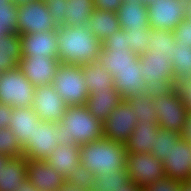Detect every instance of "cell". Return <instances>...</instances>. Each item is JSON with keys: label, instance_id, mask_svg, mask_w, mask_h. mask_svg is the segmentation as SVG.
Returning <instances> with one entry per match:
<instances>
[{"label": "cell", "instance_id": "obj_1", "mask_svg": "<svg viewBox=\"0 0 191 191\" xmlns=\"http://www.w3.org/2000/svg\"><path fill=\"white\" fill-rule=\"evenodd\" d=\"M58 59L62 64L83 65L97 61L101 42L87 27H58Z\"/></svg>", "mask_w": 191, "mask_h": 191}, {"label": "cell", "instance_id": "obj_2", "mask_svg": "<svg viewBox=\"0 0 191 191\" xmlns=\"http://www.w3.org/2000/svg\"><path fill=\"white\" fill-rule=\"evenodd\" d=\"M61 145H84L103 137V123L85 105L67 106L56 128Z\"/></svg>", "mask_w": 191, "mask_h": 191}, {"label": "cell", "instance_id": "obj_3", "mask_svg": "<svg viewBox=\"0 0 191 191\" xmlns=\"http://www.w3.org/2000/svg\"><path fill=\"white\" fill-rule=\"evenodd\" d=\"M127 150L124 143L101 137L80 146V162L95 175L126 168Z\"/></svg>", "mask_w": 191, "mask_h": 191}, {"label": "cell", "instance_id": "obj_4", "mask_svg": "<svg viewBox=\"0 0 191 191\" xmlns=\"http://www.w3.org/2000/svg\"><path fill=\"white\" fill-rule=\"evenodd\" d=\"M154 108L156 109L161 129L174 130L181 133L188 109L175 87L153 91Z\"/></svg>", "mask_w": 191, "mask_h": 191}, {"label": "cell", "instance_id": "obj_5", "mask_svg": "<svg viewBox=\"0 0 191 191\" xmlns=\"http://www.w3.org/2000/svg\"><path fill=\"white\" fill-rule=\"evenodd\" d=\"M52 85L67 106L86 105L89 91L81 65L61 63L53 78Z\"/></svg>", "mask_w": 191, "mask_h": 191}, {"label": "cell", "instance_id": "obj_6", "mask_svg": "<svg viewBox=\"0 0 191 191\" xmlns=\"http://www.w3.org/2000/svg\"><path fill=\"white\" fill-rule=\"evenodd\" d=\"M35 87L18 66L1 72L0 103L13 108L32 107Z\"/></svg>", "mask_w": 191, "mask_h": 191}, {"label": "cell", "instance_id": "obj_7", "mask_svg": "<svg viewBox=\"0 0 191 191\" xmlns=\"http://www.w3.org/2000/svg\"><path fill=\"white\" fill-rule=\"evenodd\" d=\"M17 33L29 34L37 32L57 31L46 1L33 0L17 5Z\"/></svg>", "mask_w": 191, "mask_h": 191}, {"label": "cell", "instance_id": "obj_8", "mask_svg": "<svg viewBox=\"0 0 191 191\" xmlns=\"http://www.w3.org/2000/svg\"><path fill=\"white\" fill-rule=\"evenodd\" d=\"M126 167L129 180L144 189L166 177L163 162L150 153H128Z\"/></svg>", "mask_w": 191, "mask_h": 191}, {"label": "cell", "instance_id": "obj_9", "mask_svg": "<svg viewBox=\"0 0 191 191\" xmlns=\"http://www.w3.org/2000/svg\"><path fill=\"white\" fill-rule=\"evenodd\" d=\"M142 78L151 91L175 87L173 65L168 57L147 51L139 56Z\"/></svg>", "mask_w": 191, "mask_h": 191}, {"label": "cell", "instance_id": "obj_10", "mask_svg": "<svg viewBox=\"0 0 191 191\" xmlns=\"http://www.w3.org/2000/svg\"><path fill=\"white\" fill-rule=\"evenodd\" d=\"M147 11L150 28L174 31L186 19V0H154Z\"/></svg>", "mask_w": 191, "mask_h": 191}, {"label": "cell", "instance_id": "obj_11", "mask_svg": "<svg viewBox=\"0 0 191 191\" xmlns=\"http://www.w3.org/2000/svg\"><path fill=\"white\" fill-rule=\"evenodd\" d=\"M138 121L134 108L123 100L103 122V137L126 143Z\"/></svg>", "mask_w": 191, "mask_h": 191}, {"label": "cell", "instance_id": "obj_12", "mask_svg": "<svg viewBox=\"0 0 191 191\" xmlns=\"http://www.w3.org/2000/svg\"><path fill=\"white\" fill-rule=\"evenodd\" d=\"M58 123L39 120L33 137L22 147V156L27 160H46L60 144L56 136Z\"/></svg>", "mask_w": 191, "mask_h": 191}, {"label": "cell", "instance_id": "obj_13", "mask_svg": "<svg viewBox=\"0 0 191 191\" xmlns=\"http://www.w3.org/2000/svg\"><path fill=\"white\" fill-rule=\"evenodd\" d=\"M32 108L39 119L59 123L67 105L52 84H45L35 87Z\"/></svg>", "mask_w": 191, "mask_h": 191}, {"label": "cell", "instance_id": "obj_14", "mask_svg": "<svg viewBox=\"0 0 191 191\" xmlns=\"http://www.w3.org/2000/svg\"><path fill=\"white\" fill-rule=\"evenodd\" d=\"M60 64L58 58L25 56L19 61L18 68L33 85L41 86L53 83Z\"/></svg>", "mask_w": 191, "mask_h": 191}, {"label": "cell", "instance_id": "obj_15", "mask_svg": "<svg viewBox=\"0 0 191 191\" xmlns=\"http://www.w3.org/2000/svg\"><path fill=\"white\" fill-rule=\"evenodd\" d=\"M166 177L181 182L191 179V144L182 138L173 143L163 162Z\"/></svg>", "mask_w": 191, "mask_h": 191}, {"label": "cell", "instance_id": "obj_16", "mask_svg": "<svg viewBox=\"0 0 191 191\" xmlns=\"http://www.w3.org/2000/svg\"><path fill=\"white\" fill-rule=\"evenodd\" d=\"M22 58L46 56L58 58L57 31L20 34Z\"/></svg>", "mask_w": 191, "mask_h": 191}, {"label": "cell", "instance_id": "obj_17", "mask_svg": "<svg viewBox=\"0 0 191 191\" xmlns=\"http://www.w3.org/2000/svg\"><path fill=\"white\" fill-rule=\"evenodd\" d=\"M27 178L39 191H58L65 184V178L42 159L28 160Z\"/></svg>", "mask_w": 191, "mask_h": 191}, {"label": "cell", "instance_id": "obj_18", "mask_svg": "<svg viewBox=\"0 0 191 191\" xmlns=\"http://www.w3.org/2000/svg\"><path fill=\"white\" fill-rule=\"evenodd\" d=\"M98 62L113 76L126 68H136L140 64L139 56L129 48L102 47Z\"/></svg>", "mask_w": 191, "mask_h": 191}, {"label": "cell", "instance_id": "obj_19", "mask_svg": "<svg viewBox=\"0 0 191 191\" xmlns=\"http://www.w3.org/2000/svg\"><path fill=\"white\" fill-rule=\"evenodd\" d=\"M123 100L115 87H108L106 90L90 93L85 106L96 119L103 123Z\"/></svg>", "mask_w": 191, "mask_h": 191}, {"label": "cell", "instance_id": "obj_20", "mask_svg": "<svg viewBox=\"0 0 191 191\" xmlns=\"http://www.w3.org/2000/svg\"><path fill=\"white\" fill-rule=\"evenodd\" d=\"M157 121H137L130 138L125 143L128 153H150L153 151L155 137L159 129Z\"/></svg>", "mask_w": 191, "mask_h": 191}, {"label": "cell", "instance_id": "obj_21", "mask_svg": "<svg viewBox=\"0 0 191 191\" xmlns=\"http://www.w3.org/2000/svg\"><path fill=\"white\" fill-rule=\"evenodd\" d=\"M39 116L32 107L14 108L9 122V128L23 147L31 137L36 127H39Z\"/></svg>", "mask_w": 191, "mask_h": 191}, {"label": "cell", "instance_id": "obj_22", "mask_svg": "<svg viewBox=\"0 0 191 191\" xmlns=\"http://www.w3.org/2000/svg\"><path fill=\"white\" fill-rule=\"evenodd\" d=\"M114 87L125 100L136 95L149 93L151 90L147 87L142 78L140 64L136 68H126L113 75Z\"/></svg>", "mask_w": 191, "mask_h": 191}, {"label": "cell", "instance_id": "obj_23", "mask_svg": "<svg viewBox=\"0 0 191 191\" xmlns=\"http://www.w3.org/2000/svg\"><path fill=\"white\" fill-rule=\"evenodd\" d=\"M116 13L120 29L124 31L150 28L147 5L145 3L123 1Z\"/></svg>", "mask_w": 191, "mask_h": 191}, {"label": "cell", "instance_id": "obj_24", "mask_svg": "<svg viewBox=\"0 0 191 191\" xmlns=\"http://www.w3.org/2000/svg\"><path fill=\"white\" fill-rule=\"evenodd\" d=\"M50 166H53L64 178L72 173L80 164V145H61L52 152L46 159Z\"/></svg>", "mask_w": 191, "mask_h": 191}, {"label": "cell", "instance_id": "obj_25", "mask_svg": "<svg viewBox=\"0 0 191 191\" xmlns=\"http://www.w3.org/2000/svg\"><path fill=\"white\" fill-rule=\"evenodd\" d=\"M86 27L102 43L108 36L120 29V24L116 12L95 9Z\"/></svg>", "mask_w": 191, "mask_h": 191}, {"label": "cell", "instance_id": "obj_26", "mask_svg": "<svg viewBox=\"0 0 191 191\" xmlns=\"http://www.w3.org/2000/svg\"><path fill=\"white\" fill-rule=\"evenodd\" d=\"M27 158H12L0 174V191H17L18 186L27 177Z\"/></svg>", "mask_w": 191, "mask_h": 191}, {"label": "cell", "instance_id": "obj_27", "mask_svg": "<svg viewBox=\"0 0 191 191\" xmlns=\"http://www.w3.org/2000/svg\"><path fill=\"white\" fill-rule=\"evenodd\" d=\"M22 58L21 41L18 33H11L0 38V73L19 65Z\"/></svg>", "mask_w": 191, "mask_h": 191}, {"label": "cell", "instance_id": "obj_28", "mask_svg": "<svg viewBox=\"0 0 191 191\" xmlns=\"http://www.w3.org/2000/svg\"><path fill=\"white\" fill-rule=\"evenodd\" d=\"M81 67L89 94L114 87L113 76L101 66L98 60L83 64Z\"/></svg>", "mask_w": 191, "mask_h": 191}, {"label": "cell", "instance_id": "obj_29", "mask_svg": "<svg viewBox=\"0 0 191 191\" xmlns=\"http://www.w3.org/2000/svg\"><path fill=\"white\" fill-rule=\"evenodd\" d=\"M66 19L62 27H86L95 7L93 0H65Z\"/></svg>", "mask_w": 191, "mask_h": 191}, {"label": "cell", "instance_id": "obj_30", "mask_svg": "<svg viewBox=\"0 0 191 191\" xmlns=\"http://www.w3.org/2000/svg\"><path fill=\"white\" fill-rule=\"evenodd\" d=\"M150 40L147 45V51L153 56L168 57L173 61V47H175V38L173 31L166 29H150Z\"/></svg>", "mask_w": 191, "mask_h": 191}, {"label": "cell", "instance_id": "obj_31", "mask_svg": "<svg viewBox=\"0 0 191 191\" xmlns=\"http://www.w3.org/2000/svg\"><path fill=\"white\" fill-rule=\"evenodd\" d=\"M172 57L174 80L191 79V46L181 43L175 44Z\"/></svg>", "mask_w": 191, "mask_h": 191}, {"label": "cell", "instance_id": "obj_32", "mask_svg": "<svg viewBox=\"0 0 191 191\" xmlns=\"http://www.w3.org/2000/svg\"><path fill=\"white\" fill-rule=\"evenodd\" d=\"M125 101L134 108L138 121H158L154 106L153 91L149 93L132 95Z\"/></svg>", "mask_w": 191, "mask_h": 191}, {"label": "cell", "instance_id": "obj_33", "mask_svg": "<svg viewBox=\"0 0 191 191\" xmlns=\"http://www.w3.org/2000/svg\"><path fill=\"white\" fill-rule=\"evenodd\" d=\"M129 181L127 167L122 170H112L108 174L95 176L90 191H114Z\"/></svg>", "mask_w": 191, "mask_h": 191}, {"label": "cell", "instance_id": "obj_34", "mask_svg": "<svg viewBox=\"0 0 191 191\" xmlns=\"http://www.w3.org/2000/svg\"><path fill=\"white\" fill-rule=\"evenodd\" d=\"M180 139L181 135L177 131L159 128L151 153L161 162H164L170 154L172 144L177 143Z\"/></svg>", "mask_w": 191, "mask_h": 191}, {"label": "cell", "instance_id": "obj_35", "mask_svg": "<svg viewBox=\"0 0 191 191\" xmlns=\"http://www.w3.org/2000/svg\"><path fill=\"white\" fill-rule=\"evenodd\" d=\"M151 28L146 29H132L126 31V37L128 41V48L134 54L140 56L147 52V45L150 43Z\"/></svg>", "mask_w": 191, "mask_h": 191}, {"label": "cell", "instance_id": "obj_36", "mask_svg": "<svg viewBox=\"0 0 191 191\" xmlns=\"http://www.w3.org/2000/svg\"><path fill=\"white\" fill-rule=\"evenodd\" d=\"M0 153L12 158L22 156V146L10 128H0Z\"/></svg>", "mask_w": 191, "mask_h": 191}, {"label": "cell", "instance_id": "obj_37", "mask_svg": "<svg viewBox=\"0 0 191 191\" xmlns=\"http://www.w3.org/2000/svg\"><path fill=\"white\" fill-rule=\"evenodd\" d=\"M95 176L96 175L90 169L80 164L76 169L72 170L71 174L65 177V183L80 186L90 191Z\"/></svg>", "mask_w": 191, "mask_h": 191}, {"label": "cell", "instance_id": "obj_38", "mask_svg": "<svg viewBox=\"0 0 191 191\" xmlns=\"http://www.w3.org/2000/svg\"><path fill=\"white\" fill-rule=\"evenodd\" d=\"M47 7L49 9L52 20L57 27H62L66 19V4L65 0H47Z\"/></svg>", "mask_w": 191, "mask_h": 191}, {"label": "cell", "instance_id": "obj_39", "mask_svg": "<svg viewBox=\"0 0 191 191\" xmlns=\"http://www.w3.org/2000/svg\"><path fill=\"white\" fill-rule=\"evenodd\" d=\"M182 182L165 177L146 186L142 191H181Z\"/></svg>", "mask_w": 191, "mask_h": 191}, {"label": "cell", "instance_id": "obj_40", "mask_svg": "<svg viewBox=\"0 0 191 191\" xmlns=\"http://www.w3.org/2000/svg\"><path fill=\"white\" fill-rule=\"evenodd\" d=\"M17 20V5L13 9H0V24L8 28L11 33H17Z\"/></svg>", "mask_w": 191, "mask_h": 191}, {"label": "cell", "instance_id": "obj_41", "mask_svg": "<svg viewBox=\"0 0 191 191\" xmlns=\"http://www.w3.org/2000/svg\"><path fill=\"white\" fill-rule=\"evenodd\" d=\"M173 33L175 44L181 43L191 46V21L189 19H183Z\"/></svg>", "mask_w": 191, "mask_h": 191}, {"label": "cell", "instance_id": "obj_42", "mask_svg": "<svg viewBox=\"0 0 191 191\" xmlns=\"http://www.w3.org/2000/svg\"><path fill=\"white\" fill-rule=\"evenodd\" d=\"M126 31L119 29L114 34L108 36L102 43V47L128 48Z\"/></svg>", "mask_w": 191, "mask_h": 191}, {"label": "cell", "instance_id": "obj_43", "mask_svg": "<svg viewBox=\"0 0 191 191\" xmlns=\"http://www.w3.org/2000/svg\"><path fill=\"white\" fill-rule=\"evenodd\" d=\"M175 88L188 111H191V79L175 81Z\"/></svg>", "mask_w": 191, "mask_h": 191}, {"label": "cell", "instance_id": "obj_44", "mask_svg": "<svg viewBox=\"0 0 191 191\" xmlns=\"http://www.w3.org/2000/svg\"><path fill=\"white\" fill-rule=\"evenodd\" d=\"M95 9L117 12L123 0H93Z\"/></svg>", "mask_w": 191, "mask_h": 191}, {"label": "cell", "instance_id": "obj_45", "mask_svg": "<svg viewBox=\"0 0 191 191\" xmlns=\"http://www.w3.org/2000/svg\"><path fill=\"white\" fill-rule=\"evenodd\" d=\"M14 108L0 103V128H9V122Z\"/></svg>", "mask_w": 191, "mask_h": 191}, {"label": "cell", "instance_id": "obj_46", "mask_svg": "<svg viewBox=\"0 0 191 191\" xmlns=\"http://www.w3.org/2000/svg\"><path fill=\"white\" fill-rule=\"evenodd\" d=\"M181 138L191 144V111H188L183 129L180 133Z\"/></svg>", "mask_w": 191, "mask_h": 191}, {"label": "cell", "instance_id": "obj_47", "mask_svg": "<svg viewBox=\"0 0 191 191\" xmlns=\"http://www.w3.org/2000/svg\"><path fill=\"white\" fill-rule=\"evenodd\" d=\"M17 191H39L37 188H35L31 181L26 177L24 181L18 186Z\"/></svg>", "mask_w": 191, "mask_h": 191}, {"label": "cell", "instance_id": "obj_48", "mask_svg": "<svg viewBox=\"0 0 191 191\" xmlns=\"http://www.w3.org/2000/svg\"><path fill=\"white\" fill-rule=\"evenodd\" d=\"M114 191H142V189L133 184L130 180L125 183L122 187L118 188L117 190H114Z\"/></svg>", "mask_w": 191, "mask_h": 191}, {"label": "cell", "instance_id": "obj_49", "mask_svg": "<svg viewBox=\"0 0 191 191\" xmlns=\"http://www.w3.org/2000/svg\"><path fill=\"white\" fill-rule=\"evenodd\" d=\"M58 191H89L80 186H75L70 183H65Z\"/></svg>", "mask_w": 191, "mask_h": 191}, {"label": "cell", "instance_id": "obj_50", "mask_svg": "<svg viewBox=\"0 0 191 191\" xmlns=\"http://www.w3.org/2000/svg\"><path fill=\"white\" fill-rule=\"evenodd\" d=\"M16 5L12 0H0V9H13Z\"/></svg>", "mask_w": 191, "mask_h": 191}, {"label": "cell", "instance_id": "obj_51", "mask_svg": "<svg viewBox=\"0 0 191 191\" xmlns=\"http://www.w3.org/2000/svg\"><path fill=\"white\" fill-rule=\"evenodd\" d=\"M12 159V157H9L6 154H1L0 153V174L2 171V167H5L6 164Z\"/></svg>", "mask_w": 191, "mask_h": 191}, {"label": "cell", "instance_id": "obj_52", "mask_svg": "<svg viewBox=\"0 0 191 191\" xmlns=\"http://www.w3.org/2000/svg\"><path fill=\"white\" fill-rule=\"evenodd\" d=\"M181 191H191V179L182 182Z\"/></svg>", "mask_w": 191, "mask_h": 191}, {"label": "cell", "instance_id": "obj_53", "mask_svg": "<svg viewBox=\"0 0 191 191\" xmlns=\"http://www.w3.org/2000/svg\"><path fill=\"white\" fill-rule=\"evenodd\" d=\"M186 18L191 21V0H186Z\"/></svg>", "mask_w": 191, "mask_h": 191}, {"label": "cell", "instance_id": "obj_54", "mask_svg": "<svg viewBox=\"0 0 191 191\" xmlns=\"http://www.w3.org/2000/svg\"><path fill=\"white\" fill-rule=\"evenodd\" d=\"M9 34H11V32L8 30V28L3 27V26L0 24V38H1L2 36L9 35Z\"/></svg>", "mask_w": 191, "mask_h": 191}, {"label": "cell", "instance_id": "obj_55", "mask_svg": "<svg viewBox=\"0 0 191 191\" xmlns=\"http://www.w3.org/2000/svg\"><path fill=\"white\" fill-rule=\"evenodd\" d=\"M12 1L18 5V4H21V3L31 2L33 0H12Z\"/></svg>", "mask_w": 191, "mask_h": 191}, {"label": "cell", "instance_id": "obj_56", "mask_svg": "<svg viewBox=\"0 0 191 191\" xmlns=\"http://www.w3.org/2000/svg\"><path fill=\"white\" fill-rule=\"evenodd\" d=\"M154 0H141V3H145L146 5L152 3Z\"/></svg>", "mask_w": 191, "mask_h": 191}, {"label": "cell", "instance_id": "obj_57", "mask_svg": "<svg viewBox=\"0 0 191 191\" xmlns=\"http://www.w3.org/2000/svg\"><path fill=\"white\" fill-rule=\"evenodd\" d=\"M123 1L130 2V3H133V2H140L141 3V0H123Z\"/></svg>", "mask_w": 191, "mask_h": 191}]
</instances>
